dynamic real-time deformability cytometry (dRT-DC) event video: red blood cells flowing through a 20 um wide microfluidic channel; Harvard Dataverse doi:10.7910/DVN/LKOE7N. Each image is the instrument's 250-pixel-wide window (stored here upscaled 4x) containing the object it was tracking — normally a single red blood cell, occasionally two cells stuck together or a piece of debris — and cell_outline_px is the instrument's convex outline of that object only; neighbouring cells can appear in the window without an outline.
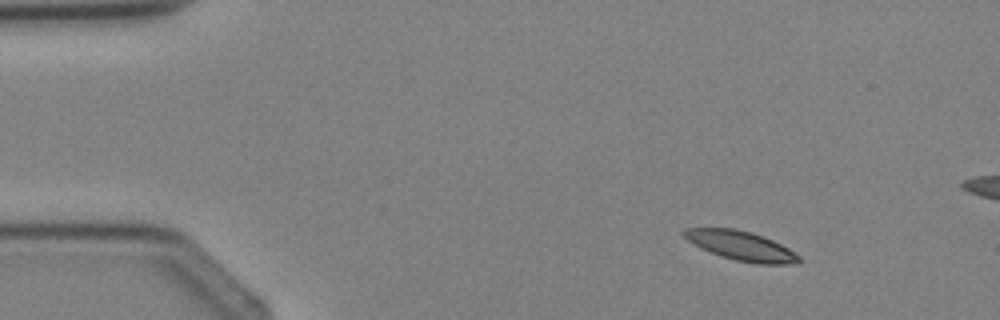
{"species": "Egyptian fruit bat (a non-hibernating species)", "species_latin": "Rousettus aegyptiacus", "temperature_condition": "cold", "stored_images_in_passage": 3, "camera_frame_rate_fps": 3000, "um_per_image_px": 0.085, "animal": {"sex": "female"}, "frame": {"image": 1, "passage_image": 1, "time_ms": 0.0, "image_size_px": [1000, 320], "cell_outline_px": [[800, 260], [788, 264], [756, 264], [736, 260], [700, 248], [688, 240], [680, 232], [684, 228], [736, 228], [752, 232], [764, 236], [788, 248], [800, 256]], "centroid_in_image_um": [62.97, 20.87], "position_along_channel_um": 22.0, "area_um2": 19.48}}